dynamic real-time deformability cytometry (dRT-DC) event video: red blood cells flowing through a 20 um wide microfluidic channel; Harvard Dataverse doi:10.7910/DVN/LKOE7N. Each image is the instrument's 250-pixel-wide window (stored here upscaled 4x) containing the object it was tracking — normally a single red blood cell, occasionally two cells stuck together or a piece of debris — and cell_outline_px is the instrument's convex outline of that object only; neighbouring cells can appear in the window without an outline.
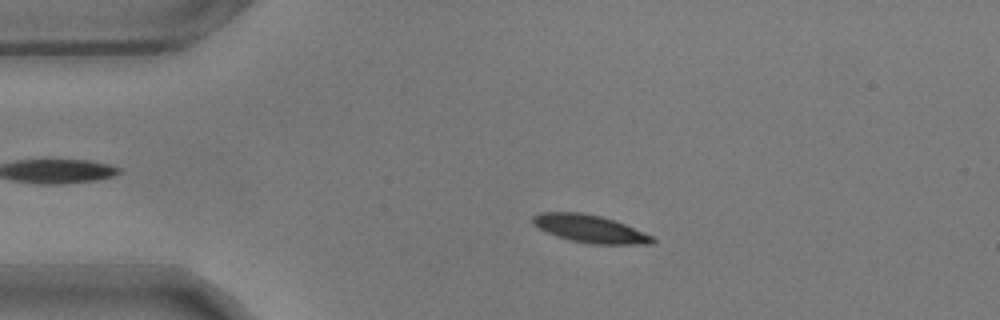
{"species": "common noctule bat (a hibernating species)", "species_latin": "Nyctalus noctula", "temperature_condition": "warm", "stored_images_in_passage": 53, "camera_frame_rate_fps": 3000, "um_per_image_px": 0.085, "animal": {"sex": "male", "body_mass_g": 17.9}, "frame": {"image": 1, "passage_image": 8, "time_ms": 2.333, "image_size_px": [1000, 320], "cell_outline_px": [[656, 240], [652, 244], [592, 244], [572, 240], [548, 232], [532, 224], [532, 216], [540, 212], [580, 212], [600, 216], [624, 224], [652, 236]], "centroid_in_image_um": [50.13, 19.44], "position_along_channel_um": 34.9, "area_um2": 18.9}}
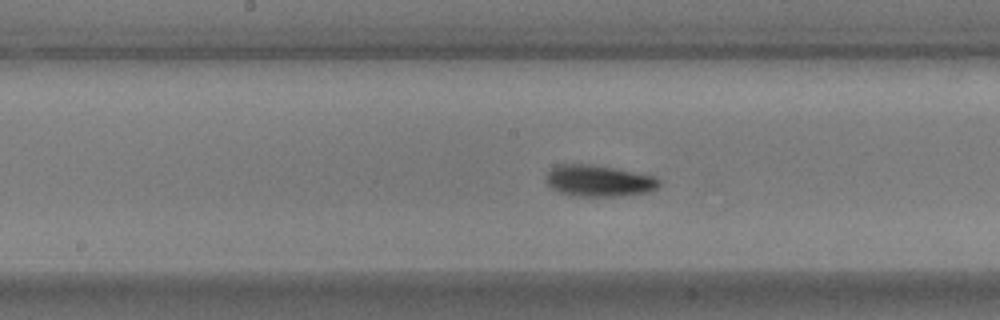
{"frame": {"image": 2, "passage_image": 25, "time_ms": 8.0, "image_size_px": [1000, 320], "cell_outline_px": [[660, 184], [656, 188], [648, 192], [620, 196], [572, 196], [560, 192], [552, 188], [548, 184], [544, 176], [552, 168], [560, 164], [592, 164], [656, 176], [660, 180]], "centroid_in_image_um": [50.89, 15.37], "position_along_channel_um": 197.3, "area_um2": 20.75}}
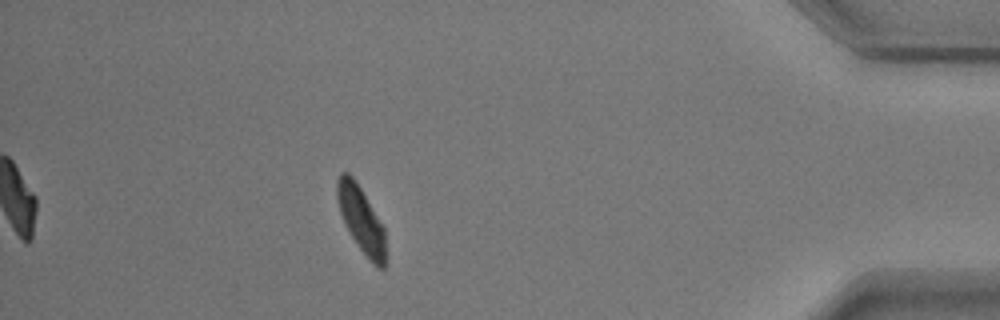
{"frame": {"image": 3, "passage_image": 47, "time_ms": 15.333, "image_size_px": [1000, 320], "cell_outline_px": [[388, 256], [384, 268], [376, 268], [368, 260], [352, 236], [340, 212], [336, 196], [336, 180], [340, 172], [348, 172], [352, 176], [360, 188], [384, 228]], "centroid_in_image_um": [30.73, 18.72], "position_along_channel_um": 404.5, "area_um2": 18.67}, "authors_computed_cell_mechanics": {"area_um2": 19.2474, "velocity_mm_per_s": 3.4966, "shape_relaxation_time_tau1_ms": 2.4022, "shape_relaxation_time_tau2_ms": 4.6451, "deformation_change_tau1": 0.1284, "deformation_change_tau2": 0.0975}}